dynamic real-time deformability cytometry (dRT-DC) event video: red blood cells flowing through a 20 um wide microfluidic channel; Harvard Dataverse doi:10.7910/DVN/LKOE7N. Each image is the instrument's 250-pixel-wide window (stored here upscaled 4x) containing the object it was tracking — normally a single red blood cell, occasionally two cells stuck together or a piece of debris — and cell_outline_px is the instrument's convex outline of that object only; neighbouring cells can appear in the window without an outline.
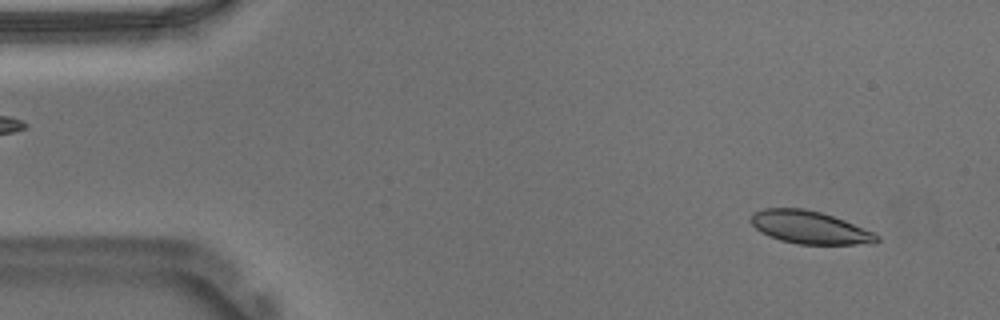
{"species": "Egyptian fruit bat (a non-hibernating species)", "species_latin": "Rousettus aegyptiacus", "temperature_condition": "warm", "stored_images_in_passage": 53, "camera_frame_rate_fps": 3000, "um_per_image_px": 0.085, "animal": {"sex": "male"}, "frame": {"image": 1, "passage_image": 4, "time_ms": 1.0, "image_size_px": [1000, 320], "cell_outline_px": [[880, 240], [876, 244], [796, 244], [780, 240], [768, 236], [760, 232], [748, 220], [752, 212], [764, 208], [804, 208], [820, 212], [844, 220], [876, 232], [880, 236]], "centroid_in_image_um": [68.83, 19.33], "position_along_channel_um": 16.2, "area_um2": 24.45}}
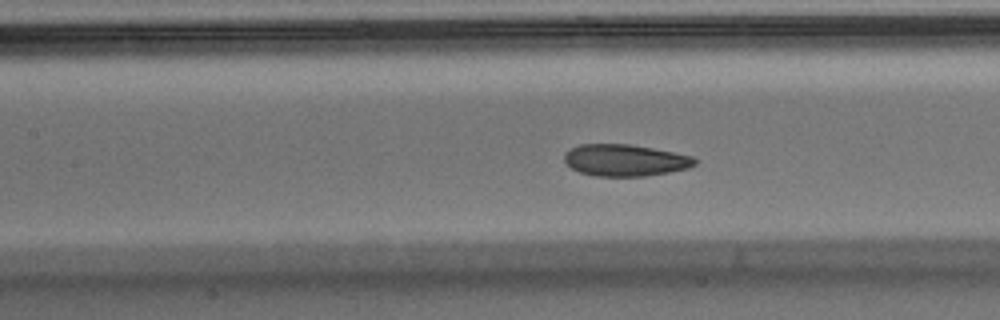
{"frame": {"image": 2, "passage_image": 23, "time_ms": 7.333, "image_size_px": [1000, 320], "cell_outline_px": [[696, 164], [688, 168], [668, 172], [644, 176], [596, 176], [580, 172], [572, 168], [564, 160], [564, 152], [580, 144], [628, 144], [652, 148], [692, 156], [696, 160]], "centroid_in_image_um": [53.11, 13.62], "position_along_channel_um": 154.3, "area_um2": 23.93}}
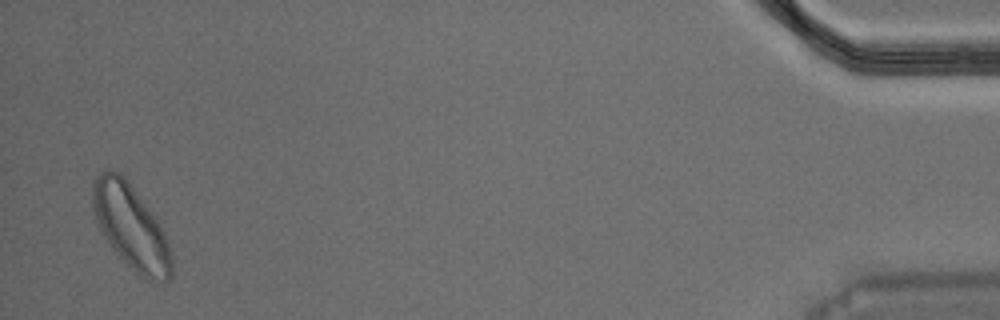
{"frame": {"image": 3, "passage_image": 52, "time_ms": 17.0, "image_size_px": [1000, 320], "cell_outline_px": [[172, 276], [164, 284], [148, 280], [136, 276], [112, 248], [100, 232], [92, 208], [92, 180], [100, 172], [120, 172], [156, 220], [164, 236], [172, 256]], "centroid_in_image_um": [11.1, 19.37], "position_along_channel_um": 424.1, "area_um2": 38.44}, "authors_computed_cell_mechanics": {"area_um2": 24.9118, "velocity_mm_per_s": 3.6923, "shape_relaxation_time_tau1_ms": 3.1413, "shape_relaxation_time_tau2_ms": 3.1135, "deformation_change_tau1": 0.1095, "deformation_change_tau2": 0.0858}}